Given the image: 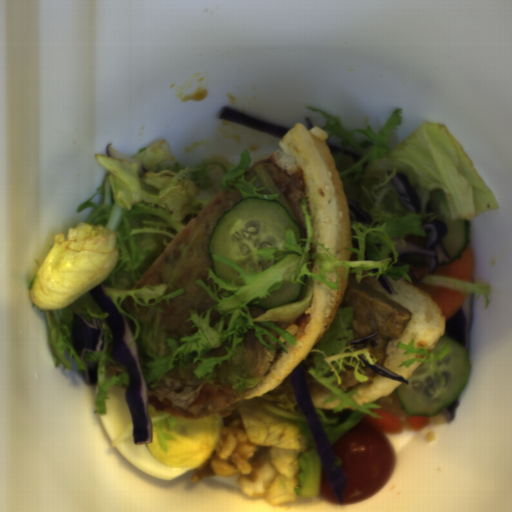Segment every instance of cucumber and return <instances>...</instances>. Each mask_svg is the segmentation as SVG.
<instances>
[{
	"instance_id": "cucumber-1",
	"label": "cucumber",
	"mask_w": 512,
	"mask_h": 512,
	"mask_svg": "<svg viewBox=\"0 0 512 512\" xmlns=\"http://www.w3.org/2000/svg\"><path fill=\"white\" fill-rule=\"evenodd\" d=\"M287 229L298 240L302 237L299 225L278 200L248 197L234 204L217 220L209 241L216 278L227 279L238 287L246 285L245 280L239 278L238 270L218 262L213 255L224 256L248 274L263 272L277 261L260 256L258 251L262 248L286 250Z\"/></svg>"
},
{
	"instance_id": "cucumber-2",
	"label": "cucumber",
	"mask_w": 512,
	"mask_h": 512,
	"mask_svg": "<svg viewBox=\"0 0 512 512\" xmlns=\"http://www.w3.org/2000/svg\"><path fill=\"white\" fill-rule=\"evenodd\" d=\"M448 345L450 351L440 359L423 361L404 382L396 388L398 399L408 415L436 417L447 406H451L464 391L470 371L469 349L446 335L439 338L431 352L436 353Z\"/></svg>"
},
{
	"instance_id": "cucumber-5",
	"label": "cucumber",
	"mask_w": 512,
	"mask_h": 512,
	"mask_svg": "<svg viewBox=\"0 0 512 512\" xmlns=\"http://www.w3.org/2000/svg\"><path fill=\"white\" fill-rule=\"evenodd\" d=\"M399 261L402 262L403 264L430 267L427 256L422 254H403L399 256Z\"/></svg>"
},
{
	"instance_id": "cucumber-4",
	"label": "cucumber",
	"mask_w": 512,
	"mask_h": 512,
	"mask_svg": "<svg viewBox=\"0 0 512 512\" xmlns=\"http://www.w3.org/2000/svg\"><path fill=\"white\" fill-rule=\"evenodd\" d=\"M302 287L303 283L284 280L283 284L271 296L268 298H253L247 306L269 310L291 303L300 298Z\"/></svg>"
},
{
	"instance_id": "cucumber-3",
	"label": "cucumber",
	"mask_w": 512,
	"mask_h": 512,
	"mask_svg": "<svg viewBox=\"0 0 512 512\" xmlns=\"http://www.w3.org/2000/svg\"><path fill=\"white\" fill-rule=\"evenodd\" d=\"M434 220L444 222L448 229L440 243L450 261L443 259L439 266L452 264L461 259L470 244V221L461 218L451 220L450 206L441 188L430 191L425 205L424 221L430 223Z\"/></svg>"
}]
</instances>
